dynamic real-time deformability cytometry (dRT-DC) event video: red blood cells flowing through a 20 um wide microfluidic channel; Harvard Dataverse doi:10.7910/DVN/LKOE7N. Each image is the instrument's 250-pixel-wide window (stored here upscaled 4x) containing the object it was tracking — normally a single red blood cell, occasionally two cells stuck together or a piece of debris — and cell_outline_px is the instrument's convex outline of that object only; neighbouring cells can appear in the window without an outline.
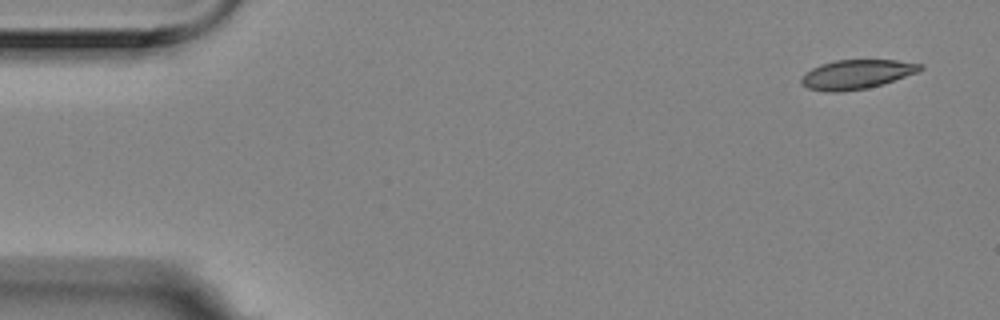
{"species": "Egyptian fruit bat (a non-hibernating species)", "species_latin": "Rousettus aegyptiacus", "temperature_condition": "room temperature", "stored_images_in_passage": 4, "camera_frame_rate_fps": 3000, "um_per_image_px": 0.085, "animal": {"sex": "female"}, "frame": {"image": 1, "passage_image": 1, "time_ms": 0.0, "image_size_px": [1000, 320], "cell_outline_px": [[924, 68], [920, 72], [868, 88], [840, 92], [828, 92], [808, 88], [800, 84], [800, 80], [812, 68], [820, 64], [836, 60], [896, 60], [924, 64]], "centroid_in_image_um": [72.85, 6.31], "position_along_channel_um": 12.2, "area_um2": 20.29}}
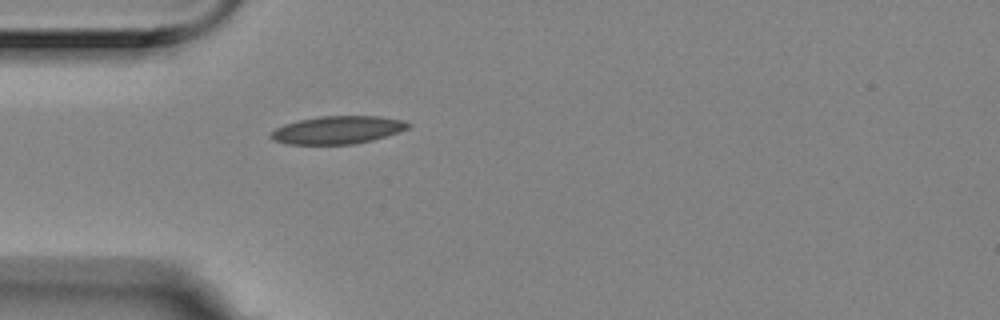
{"frame": {"image": 2, "passage_image": 4, "time_ms": 1.0, "image_size_px": [1000, 320], "cell_outline_px": [[412, 124], [408, 128], [372, 140], [352, 144], [288, 144], [272, 140], [268, 136], [276, 128], [284, 124], [300, 120], [320, 116], [380, 116], [404, 120]], "centroid_in_image_um": [28.68, 11.04], "position_along_channel_um": 56.3, "area_um2": 22.14}}